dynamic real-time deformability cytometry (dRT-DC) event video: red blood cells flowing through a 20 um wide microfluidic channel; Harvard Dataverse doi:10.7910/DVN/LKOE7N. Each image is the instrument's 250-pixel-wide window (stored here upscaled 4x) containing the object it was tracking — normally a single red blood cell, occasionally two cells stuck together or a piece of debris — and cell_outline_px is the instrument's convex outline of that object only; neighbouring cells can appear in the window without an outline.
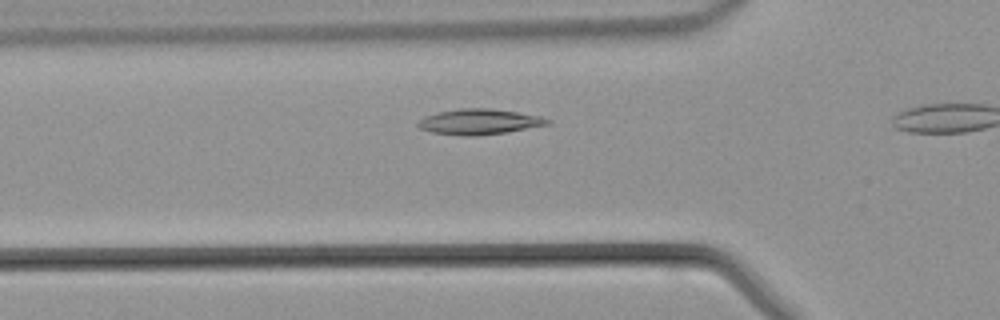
{"species": "common noctule bat (a hibernating species)", "species_latin": "Nyctalus noctula", "temperature_condition": "warm", "stored_images_in_passage": 15, "camera_frame_rate_fps": 3000, "um_per_image_px": 0.085, "animal": {"sex": "male", "body_mass_g": 21.5, "forearm_length_mm": 52.0}, "frame": {"image": 1, "passage_image": 11, "time_ms": 3.333, "image_size_px": [1000, 320], "cell_outline_px": [[552, 124], [504, 132], [476, 136], [464, 136], [432, 132], [420, 128], [416, 124], [424, 116], [440, 112], [460, 108], [488, 108], [516, 112], [540, 116], [552, 120]], "centroid_in_image_um": [40.75, 10.35], "position_along_channel_um": 85.0, "area_um2": 19.07}}
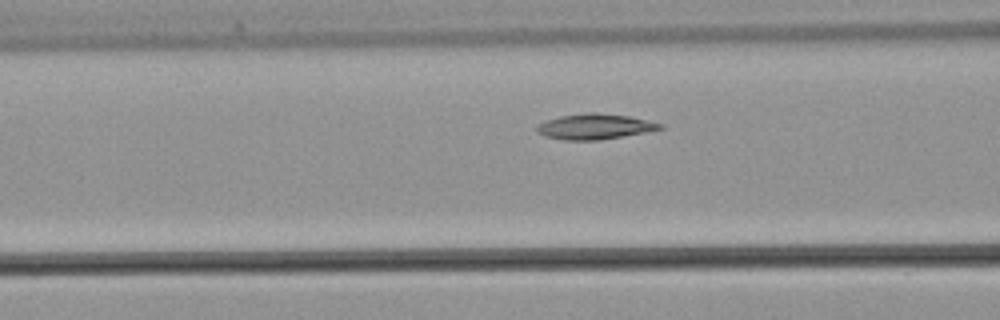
{"frame": {"image": 2, "passage_image": 13, "time_ms": 4.0, "image_size_px": [1000, 320], "cell_outline_px": [[664, 128], [624, 136], [600, 140], [564, 140], [544, 136], [536, 132], [536, 124], [544, 120], [560, 116], [592, 112], [596, 112], [628, 116], [664, 124]], "centroid_in_image_um": [50.5, 10.76], "position_along_channel_um": 116.1, "area_um2": 18.32}}